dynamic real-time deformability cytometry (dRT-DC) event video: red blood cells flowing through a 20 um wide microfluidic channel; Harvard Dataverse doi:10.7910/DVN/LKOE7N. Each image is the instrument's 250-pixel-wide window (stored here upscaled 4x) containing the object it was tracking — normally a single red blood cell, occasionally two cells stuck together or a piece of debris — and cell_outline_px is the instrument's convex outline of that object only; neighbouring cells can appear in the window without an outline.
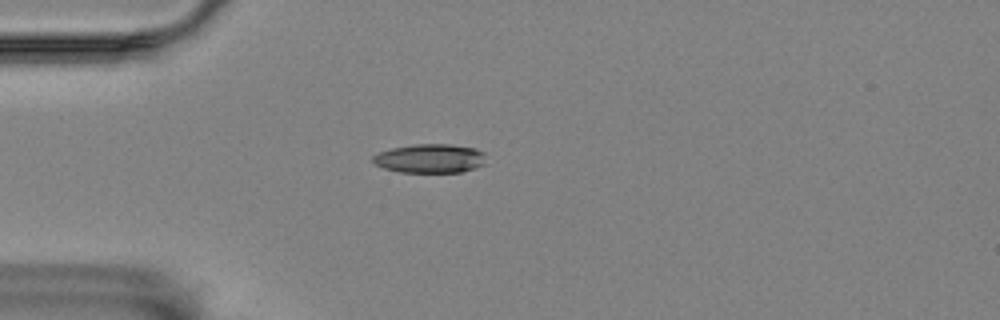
{"species": "Egyptian fruit bat (a non-hibernating species)", "species_latin": "Rousettus aegyptiacus", "temperature_condition": "room temperature", "stored_images_in_passage": 43, "camera_frame_rate_fps": 3000, "um_per_image_px": 0.085, "animal": {"sex": "female"}, "frame": {"image": 1, "passage_image": 1, "time_ms": 0.0, "image_size_px": [1000, 320], "cell_outline_px": [[484, 164], [460, 172], [400, 172], [384, 168], [376, 164], [372, 160], [372, 156], [380, 152], [392, 148], [416, 144], [448, 144], [476, 148], [484, 152]], "centroid_in_image_um": [36.54, 13.46], "position_along_channel_um": 48.5, "area_um2": 18.9}}
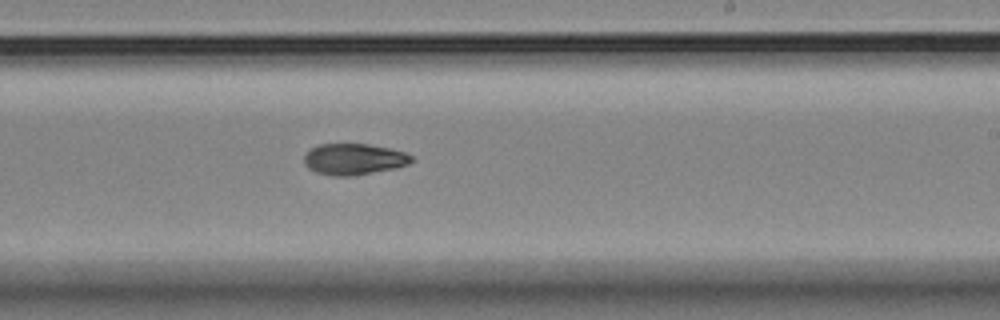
{"frame": {"image": 2, "passage_image": 20, "time_ms": 6.333, "image_size_px": [1000, 320], "cell_outline_px": [[416, 160], [408, 164], [396, 168], [356, 176], [332, 176], [316, 172], [308, 168], [304, 164], [304, 156], [312, 148], [320, 144], [368, 144], [388, 148], [404, 152], [412, 156]], "centroid_in_image_um": [30.1, 13.54], "position_along_channel_um": 258.9, "area_um2": 19.65}}
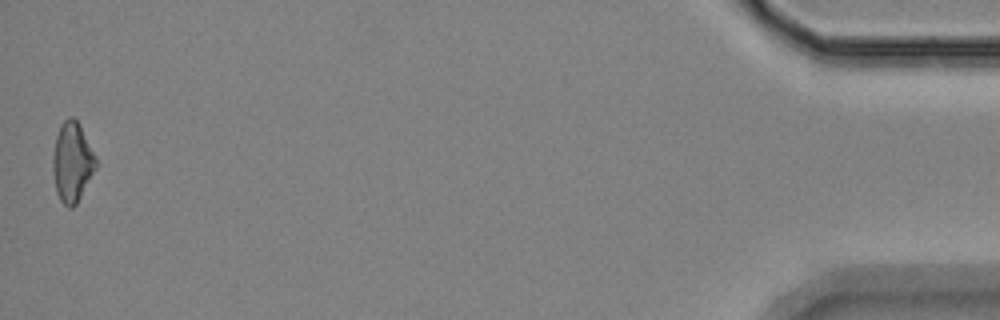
{"frame": {"image": 3, "passage_image": 42, "time_ms": 13.667, "image_size_px": [1000, 320], "cell_outline_px": [[96, 168], [76, 204], [72, 208], [68, 208], [60, 200], [56, 192], [52, 172], [52, 160], [56, 136], [64, 120], [68, 116], [72, 116], [80, 124], [96, 156]], "centroid_in_image_um": [6.13, 13.78], "position_along_channel_um": 429.1, "area_um2": 20.0}}